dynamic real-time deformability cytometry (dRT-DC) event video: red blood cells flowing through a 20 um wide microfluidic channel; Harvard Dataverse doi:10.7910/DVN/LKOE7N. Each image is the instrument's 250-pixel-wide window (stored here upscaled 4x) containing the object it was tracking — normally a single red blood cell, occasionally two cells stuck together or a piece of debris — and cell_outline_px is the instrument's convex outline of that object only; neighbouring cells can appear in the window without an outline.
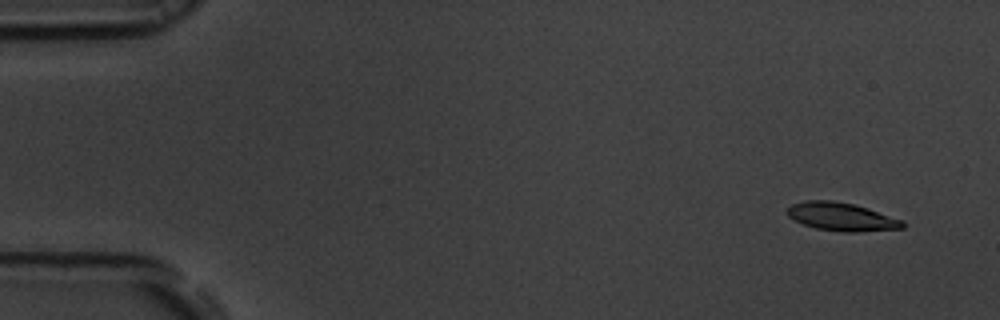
{"species": "common noctule bat (a hibernating species)", "species_latin": "Nyctalus noctula", "temperature_condition": "room temperature", "stored_images_in_passage": 14, "camera_frame_rate_fps": 3000, "um_per_image_px": 0.085, "animal": {"sex": "male", "body_mass_g": 19.5, "forearm_length_mm": 54.6}, "frame": {"image": 1, "passage_image": 3, "time_ms": 0.667, "image_size_px": [1000, 320], "cell_outline_px": [[904, 228], [856, 232], [840, 232], [816, 228], [804, 224], [788, 216], [784, 212], [792, 204], [804, 200], [832, 200], [856, 204], [904, 220]], "centroid_in_image_um": [71.53, 18.41], "position_along_channel_um": 13.5, "area_um2": 19.13}}